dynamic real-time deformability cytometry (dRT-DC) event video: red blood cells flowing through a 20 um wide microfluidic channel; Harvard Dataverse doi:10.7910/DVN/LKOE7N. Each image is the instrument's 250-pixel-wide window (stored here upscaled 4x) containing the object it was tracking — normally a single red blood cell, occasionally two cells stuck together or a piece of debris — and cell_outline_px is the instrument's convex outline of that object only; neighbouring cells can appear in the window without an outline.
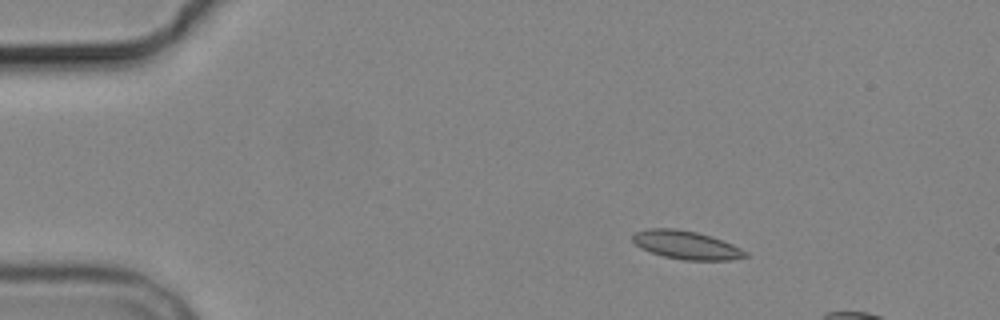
{"species": "common noctule bat (a hibernating species)", "species_latin": "Nyctalus noctula", "temperature_condition": "cold", "stored_images_in_passage": 5, "camera_frame_rate_fps": 3000, "um_per_image_px": 0.085, "animal": {"sex": "male", "body_mass_g": 19.2, "forearm_length_mm": 51.8}, "frame": {"image": 1, "passage_image": 2, "time_ms": 2.0, "image_size_px": [1000, 320], "cell_outline_px": [[748, 256], [732, 260], [684, 260], [664, 256], [640, 248], [632, 240], [632, 236], [636, 232], [648, 228], [676, 228], [696, 232], [712, 236], [732, 244], [748, 252]], "centroid_in_image_um": [58.34, 20.82], "position_along_channel_um": 26.7, "area_um2": 18.61}}